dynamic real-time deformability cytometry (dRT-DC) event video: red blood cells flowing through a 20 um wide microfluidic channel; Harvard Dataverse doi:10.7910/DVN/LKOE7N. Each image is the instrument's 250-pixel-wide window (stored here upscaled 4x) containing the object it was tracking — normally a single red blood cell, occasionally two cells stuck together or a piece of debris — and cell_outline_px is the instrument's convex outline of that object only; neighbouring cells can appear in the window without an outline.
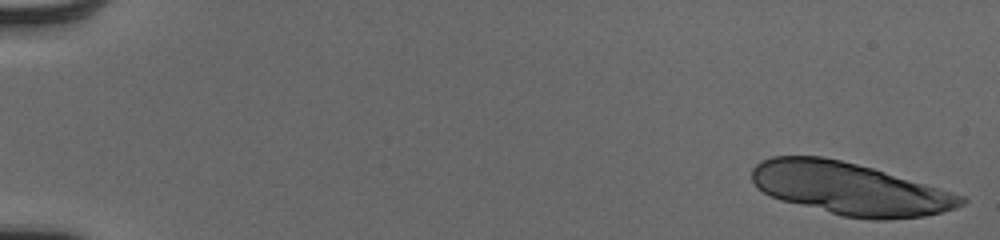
{"species": "human", "species_latin": "Homo sapiens", "temperature_condition": "cold", "stored_images_in_passage": 18, "camera_frame_rate_fps": 3000, "um_per_image_px": 0.085, "donor": {"sex": "male"}, "frame": {"image": 1, "passage_image": 1, "time_ms": 0.0, "image_size_px": [1000, 240], "cell_outline_px": [[968, 200], [964, 204], [956, 208], [924, 216], [884, 220], [872, 220], [844, 216], [780, 200], [756, 188], [752, 180], [752, 168], [760, 160], [772, 156], [820, 156], [840, 160], [872, 168], [952, 192], [964, 196]], "centroid_in_image_um": [72.2, 16.04], "position_along_channel_um": 12.8, "area_um2": 63.46}}